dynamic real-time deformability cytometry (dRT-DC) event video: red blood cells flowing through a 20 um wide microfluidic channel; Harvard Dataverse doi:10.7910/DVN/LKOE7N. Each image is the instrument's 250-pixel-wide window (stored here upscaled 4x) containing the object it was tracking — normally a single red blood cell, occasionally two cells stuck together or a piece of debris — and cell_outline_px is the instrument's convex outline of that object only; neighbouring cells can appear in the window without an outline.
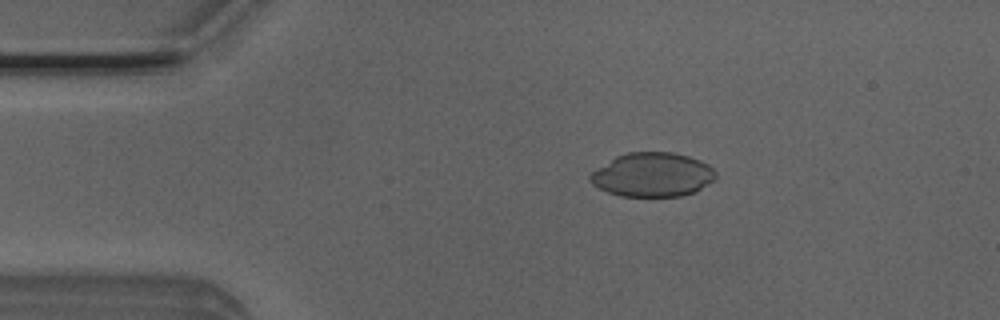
{"species": "Egyptian fruit bat (a non-hibernating species)", "species_latin": "Rousettus aegyptiacus", "temperature_condition": "room temperature", "stored_images_in_passage": 4, "camera_frame_rate_fps": 3000, "um_per_image_px": 0.085, "animal": {"sex": "male"}, "frame": {"image": 1, "passage_image": 2, "time_ms": 0.333, "image_size_px": [1000, 320], "cell_outline_px": [[716, 176], [712, 180], [696, 192], [680, 196], [620, 196], [608, 192], [592, 184], [588, 176], [592, 172], [616, 156], [628, 152], [672, 152], [688, 156], [700, 160], [708, 164], [716, 172]], "centroid_in_image_um": [55.46, 14.85], "position_along_channel_um": 29.5, "area_um2": 32.08}}